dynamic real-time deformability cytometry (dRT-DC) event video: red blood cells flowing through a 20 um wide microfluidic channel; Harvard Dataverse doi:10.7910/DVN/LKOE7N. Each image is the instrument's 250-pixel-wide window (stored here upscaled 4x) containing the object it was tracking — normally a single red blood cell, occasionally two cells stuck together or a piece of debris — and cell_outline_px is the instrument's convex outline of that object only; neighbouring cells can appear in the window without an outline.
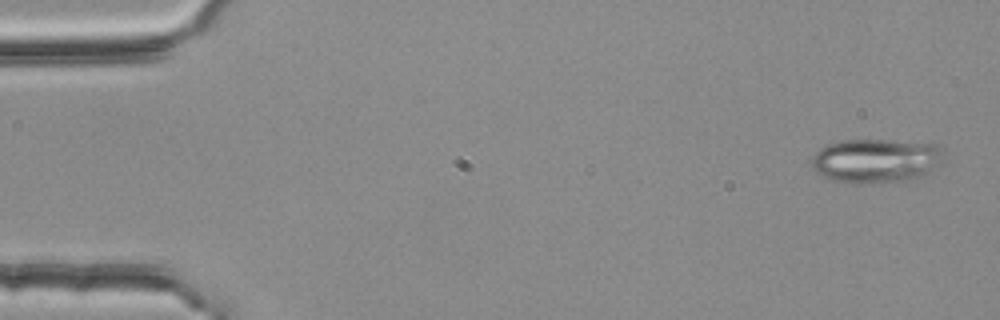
{"species": "common noctule bat (a hibernating species)", "species_latin": "Nyctalus noctula", "temperature_condition": "room temperature", "stored_images_in_passage": 3, "camera_frame_rate_fps": 3000, "um_per_image_px": 0.085, "animal": {"sex": "female", "body_mass_g": 25.1}, "frame": {"image": 1, "passage_image": 3, "time_ms": 0.667, "image_size_px": [1000, 320], "cell_outline_px": [[944, 152], [924, 176], [920, 180], [880, 184], [832, 180], [816, 172], [812, 168], [812, 156], [820, 148], [828, 144], [844, 140], [888, 140], [940, 144], [944, 148]], "centroid_in_image_um": [74.47, 13.67], "position_along_channel_um": 10.5, "area_um2": 34.1}}